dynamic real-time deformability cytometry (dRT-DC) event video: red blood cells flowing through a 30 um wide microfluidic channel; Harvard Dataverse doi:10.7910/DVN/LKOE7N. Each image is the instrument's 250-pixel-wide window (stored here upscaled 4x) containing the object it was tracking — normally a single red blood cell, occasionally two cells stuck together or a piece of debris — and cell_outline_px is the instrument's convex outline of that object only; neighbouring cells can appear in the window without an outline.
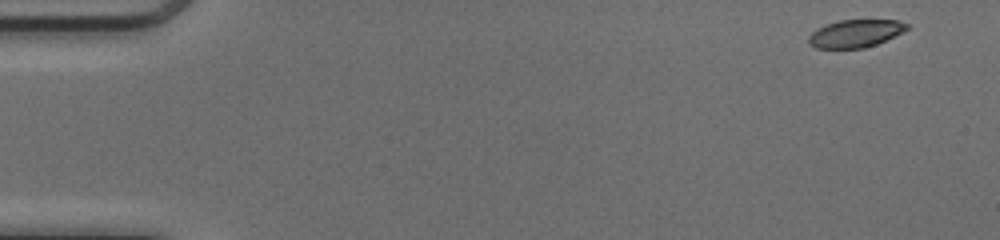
{"species": "common noctule bat (a hibernating species)", "species_latin": "Nyctalus noctula", "temperature_condition": "cold", "stored_images_in_passage": 49, "camera_frame_rate_fps": 3000, "um_per_image_px": 0.085, "animal": {"sex": "female", "body_mass_g": 17.0, "forearm_length_mm": 48.0}, "frame": {"image": 1, "passage_image": 1, "time_ms": 0.0, "image_size_px": [1000, 240], "cell_outline_px": [[908, 28], [904, 32], [876, 44], [864, 48], [816, 48], [808, 44], [808, 36], [816, 28], [840, 20], [896, 20], [908, 24]], "centroid_in_image_um": [72.69, 2.85], "position_along_channel_um": 12.3, "area_um2": 15.84}}
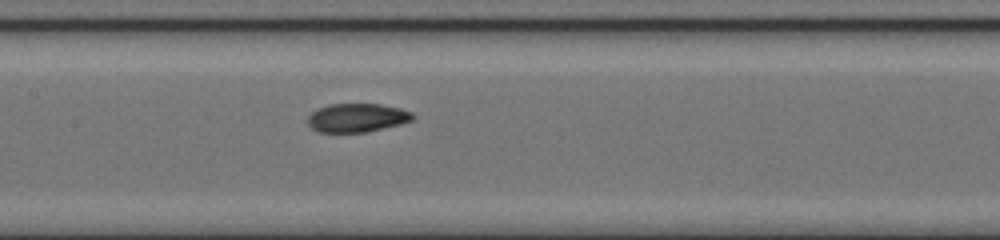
{"frame": {"image": 2, "passage_image": 23, "time_ms": 7.333, "image_size_px": [1000, 240], "cell_outline_px": [[416, 116], [412, 120], [400, 124], [364, 132], [320, 132], [312, 128], [308, 124], [308, 116], [316, 108], [328, 104], [380, 104], [400, 108], [412, 112]], "centroid_in_image_um": [30.34, 10.0], "position_along_channel_um": 177.1, "area_um2": 17.51}}
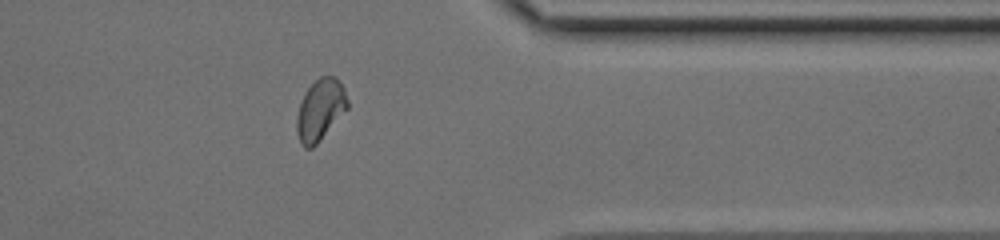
{"frame": {"image": 3, "passage_image": 39, "time_ms": 12.667, "image_size_px": [1000, 240], "cell_outline_px": [[348, 108], [316, 144], [312, 148], [304, 148], [300, 144], [296, 128], [296, 116], [304, 92], [320, 76], [336, 76], [344, 88], [348, 100]], "centroid_in_image_um": [27.21, 9.33], "position_along_channel_um": 384.2, "area_um2": 18.09}, "authors_computed_cell_mechanics": {"area_um2": 17.629, "velocity_mm_per_s": 4.1142, "shape_relaxation_time_tau1_ms": 9.9086, "shape_relaxation_time_tau2_ms": 2.9032, "deformation_change_tau1": 0.1917, "deformation_change_tau2": 0.063}}